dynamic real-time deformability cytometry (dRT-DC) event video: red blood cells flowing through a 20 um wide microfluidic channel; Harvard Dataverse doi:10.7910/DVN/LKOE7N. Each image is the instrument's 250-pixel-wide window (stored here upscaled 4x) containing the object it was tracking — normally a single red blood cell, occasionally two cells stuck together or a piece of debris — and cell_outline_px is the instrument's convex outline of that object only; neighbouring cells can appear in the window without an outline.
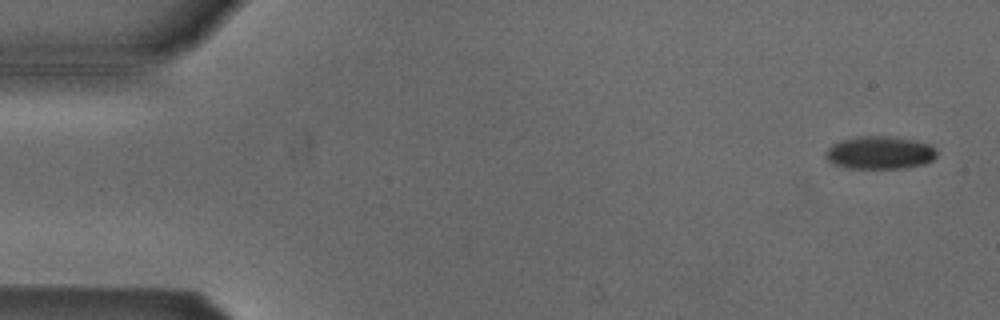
{"species": "Egyptian fruit bat (a non-hibernating species)", "species_latin": "Rousettus aegyptiacus", "temperature_condition": "cold", "stored_images_in_passage": 6, "camera_frame_rate_fps": 3000, "um_per_image_px": 0.085, "animal": {"sex": "male"}, "frame": {"image": 1, "passage_image": 1, "time_ms": 0.0, "image_size_px": [1000, 320], "cell_outline_px": [[936, 156], [932, 160], [924, 164], [904, 168], [848, 168], [832, 164], [828, 160], [828, 148], [832, 144], [840, 140], [860, 136], [892, 136], [916, 140], [928, 144], [936, 152]], "centroid_in_image_um": [74.79, 12.97], "position_along_channel_um": 10.2, "area_um2": 21.15}}
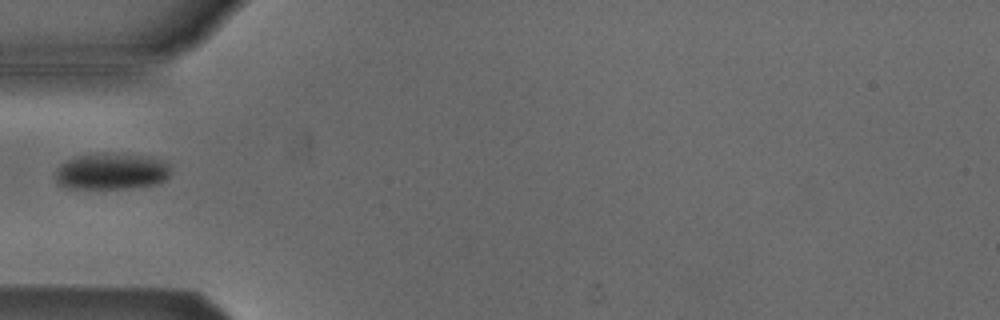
{"frame": {"image": 2, "passage_image": 5, "time_ms": 5.0, "image_size_px": [1000, 320], "cell_outline_px": [[172, 172], [164, 180], [156, 184], [124, 188], [68, 188], [56, 184], [56, 168], [64, 160], [76, 156], [104, 152], [148, 156], [160, 160], [168, 164], [172, 168]], "centroid_in_image_um": [9.44, 14.55], "position_along_channel_um": 75.6, "area_um2": 24.74}}
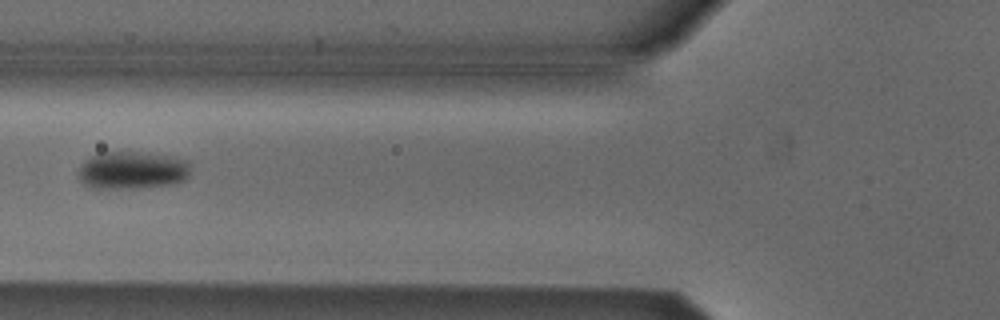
{"frame": {"image": 3, "passage_image": 6, "time_ms": 6.0, "image_size_px": [1000, 320], "cell_outline_px": [[192, 164], [188, 176], [184, 180], [172, 184], [128, 188], [92, 188], [84, 184], [80, 180], [80, 164], [84, 160], [100, 152], [136, 152], [172, 156], [188, 160]], "centroid_in_image_um": [11.27, 14.46], "position_along_channel_um": 114.5, "area_um2": 24.62}}